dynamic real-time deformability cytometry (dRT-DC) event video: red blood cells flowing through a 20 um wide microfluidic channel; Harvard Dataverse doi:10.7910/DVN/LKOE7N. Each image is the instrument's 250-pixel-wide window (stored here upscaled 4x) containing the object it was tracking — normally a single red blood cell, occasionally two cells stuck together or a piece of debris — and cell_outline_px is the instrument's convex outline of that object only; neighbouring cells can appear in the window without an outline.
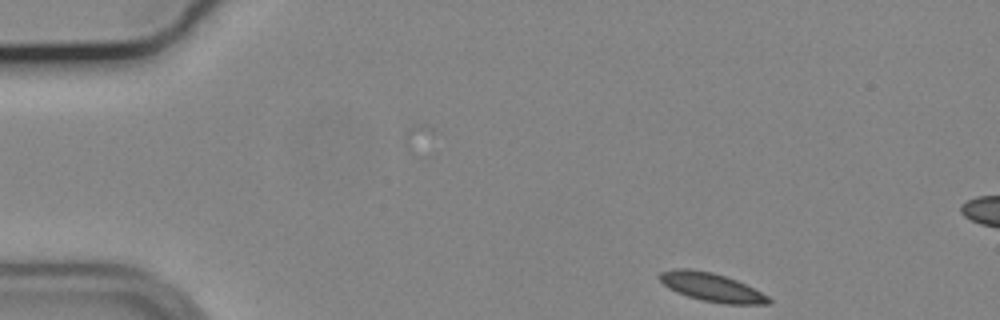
{"species": "common noctule bat (a hibernating species)", "species_latin": "Nyctalus noctula", "temperature_condition": "cold", "stored_images_in_passage": 11, "camera_frame_rate_fps": 3000, "um_per_image_px": 0.085, "animal": {"sex": "male", "body_mass_g": 19.2, "forearm_length_mm": 51.8}, "frame": {"image": 1, "passage_image": 1, "time_ms": 0.0, "image_size_px": [1000, 320], "cell_outline_px": [[772, 300], [768, 304], [724, 304], [700, 300], [676, 292], [668, 288], [656, 276], [660, 272], [676, 268], [688, 268], [712, 272], [736, 280], [768, 296]], "centroid_in_image_um": [60.43, 24.41], "position_along_channel_um": 24.6, "area_um2": 18.03}}